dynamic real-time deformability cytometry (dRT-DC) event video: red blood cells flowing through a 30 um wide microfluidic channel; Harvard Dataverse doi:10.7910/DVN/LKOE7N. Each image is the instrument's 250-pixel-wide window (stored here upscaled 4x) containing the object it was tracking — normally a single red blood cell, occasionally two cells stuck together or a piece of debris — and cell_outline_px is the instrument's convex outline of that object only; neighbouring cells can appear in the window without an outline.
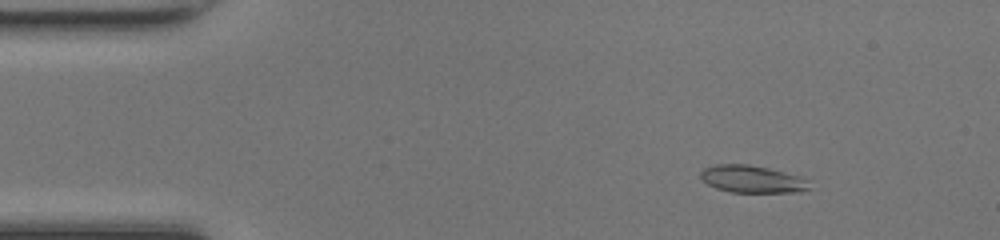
{"species": "common noctule bat (a hibernating species)", "species_latin": "Nyctalus noctula", "temperature_condition": "room temperature", "stored_images_in_passage": 49, "camera_frame_rate_fps": 3000, "um_per_image_px": 0.085, "animal": {"sex": "female", "body_mass_g": 17.0, "forearm_length_mm": 48.0}, "frame": {"image": 1, "passage_image": 7, "time_ms": 2.0, "image_size_px": [1000, 240], "cell_outline_px": [[812, 188], [800, 192], [732, 192], [716, 188], [708, 184], [700, 176], [700, 172], [704, 168], [716, 164], [748, 164], [768, 168], [800, 176], [808, 180]], "centroid_in_image_um": [63.97, 15.22], "position_along_channel_um": 21.0, "area_um2": 17.34}}
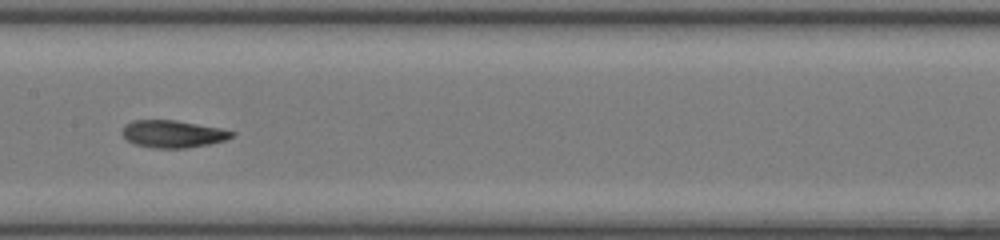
{"frame": {"image": 2, "passage_image": 25, "time_ms": 8.0, "image_size_px": [1000, 240], "cell_outline_px": [[236, 136], [228, 140], [208, 144], [184, 148], [156, 148], [136, 144], [128, 140], [120, 132], [124, 124], [132, 120], [176, 120], [220, 128], [236, 132]], "centroid_in_image_um": [14.72, 11.37], "position_along_channel_um": 192.7, "area_um2": 17.57}}
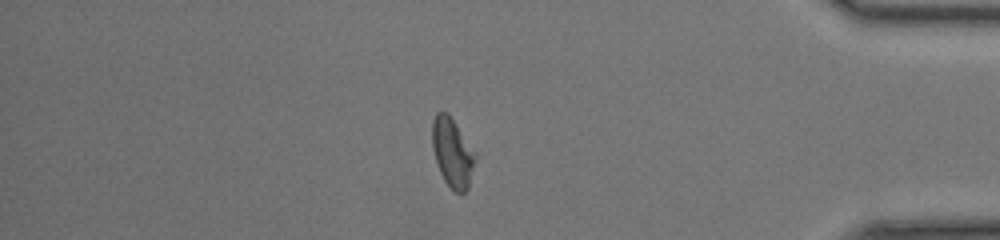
{"frame": {"image": 3, "passage_image": 42, "time_ms": 13.667, "image_size_px": [1000, 240], "cell_outline_px": [[476, 156], [468, 188], [464, 192], [452, 192], [444, 180], [436, 164], [432, 148], [432, 120], [436, 112], [448, 112], [476, 152]], "centroid_in_image_um": [38.44, 12.96], "position_along_channel_um": 396.8, "area_um2": 17.51}, "authors_computed_cell_mechanics": {"area_um2": 17.2822, "velocity_mm_per_s": 4.2555, "shape_relaxation_time_tau1_ms": 6.2525, "shape_relaxation_time_tau2_ms": 3.2185, "deformation_change_tau1": 0.2075, "deformation_change_tau2": 0.0963}}